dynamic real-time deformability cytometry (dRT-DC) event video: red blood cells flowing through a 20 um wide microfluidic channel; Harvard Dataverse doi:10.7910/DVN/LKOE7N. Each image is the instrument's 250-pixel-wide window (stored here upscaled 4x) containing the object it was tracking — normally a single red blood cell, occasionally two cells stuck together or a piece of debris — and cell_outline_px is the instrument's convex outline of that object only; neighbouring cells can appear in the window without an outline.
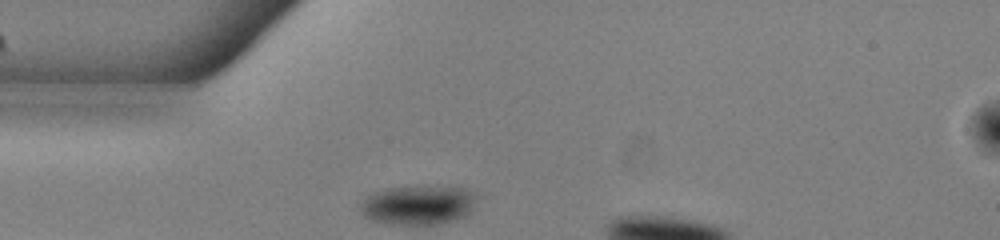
{"species": "common noctule bat (a hibernating species)", "species_latin": "Nyctalus noctula", "temperature_condition": "warm", "stored_images_in_passage": 10, "camera_frame_rate_fps": 3000, "um_per_image_px": 0.085, "animal": {"sex": "male", "body_mass_g": 13.0, "forearm_length_mm": 53.1}, "frame": {"image": 1, "passage_image": 1, "time_ms": 0.0, "image_size_px": [1000, 240], "cell_outline_px": [[472, 200], [468, 212], [464, 216], [452, 220], [436, 224], [392, 224], [372, 220], [364, 216], [360, 212], [360, 208], [364, 200], [372, 192], [384, 188], [460, 188], [472, 192]], "centroid_in_image_um": [35.42, 17.45], "position_along_channel_um": 49.6, "area_um2": 25.37}}
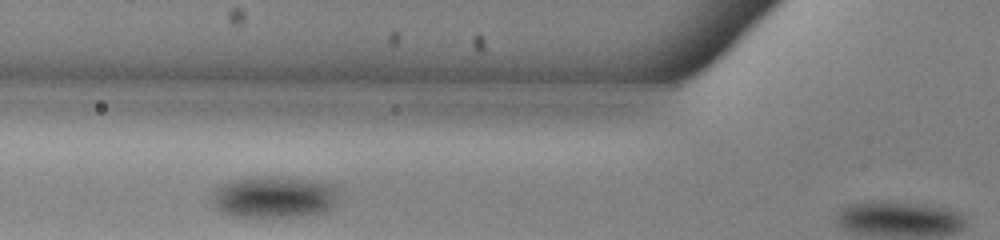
{"frame": {"image": 2, "passage_image": 6, "time_ms": 1.667, "image_size_px": [1000, 240], "cell_outline_px": [[336, 204], [328, 212], [304, 216], [236, 216], [224, 212], [216, 208], [212, 204], [216, 188], [224, 184], [236, 180], [264, 176], [280, 176], [312, 180], [332, 184], [336, 188]], "centroid_in_image_um": [23.37, 16.75], "position_along_channel_um": 102.4, "area_um2": 30.52}}
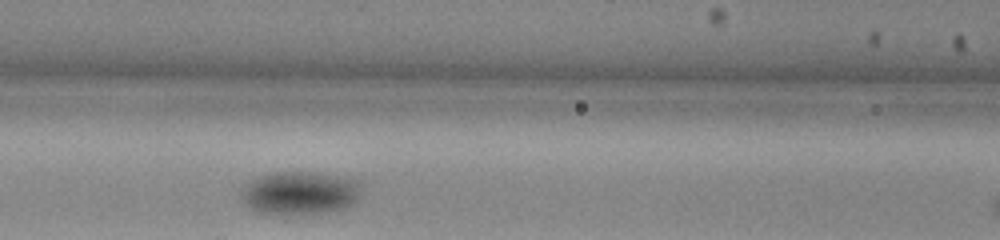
{"frame": {"image": 3, "passage_image": 9, "time_ms": 2.667, "image_size_px": [1000, 240], "cell_outline_px": [[360, 200], [344, 208], [328, 212], [276, 216], [252, 212], [244, 204], [244, 188], [248, 180], [272, 172], [312, 172], [344, 176], [360, 180]], "centroid_in_image_um": [25.51, 16.42], "position_along_channel_um": 141.1, "area_um2": 31.04}}